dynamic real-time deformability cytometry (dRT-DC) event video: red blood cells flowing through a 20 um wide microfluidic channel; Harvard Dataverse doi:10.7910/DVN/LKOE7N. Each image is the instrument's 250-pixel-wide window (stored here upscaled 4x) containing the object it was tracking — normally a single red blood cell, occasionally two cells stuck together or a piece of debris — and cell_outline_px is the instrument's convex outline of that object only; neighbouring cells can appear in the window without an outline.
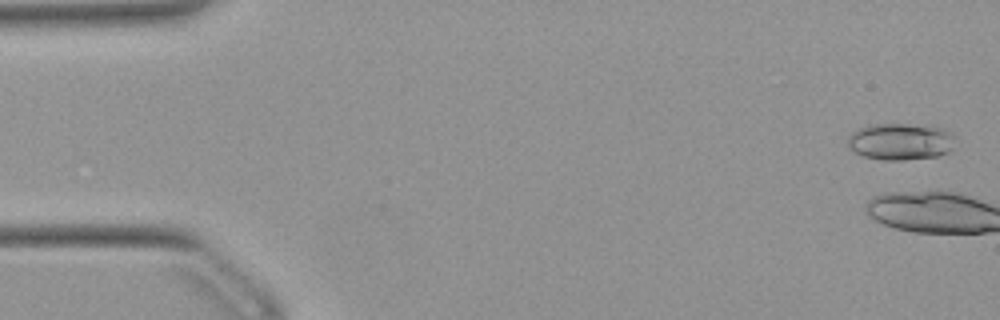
{"species": "Egyptian fruit bat (a non-hibernating species)", "species_latin": "Rousettus aegyptiacus", "temperature_condition": "warm", "stored_images_in_passage": 4, "camera_frame_rate_fps": 3000, "um_per_image_px": 0.085, "animal": {"sex": "female"}, "frame": {"image": 1, "passage_image": 2, "time_ms": 0.333, "image_size_px": [1000, 320], "cell_outline_px": [[952, 148], [948, 152], [940, 156], [904, 160], [880, 160], [864, 156], [856, 152], [848, 144], [848, 136], [856, 128], [868, 124], [908, 124], [940, 128], [952, 132]], "centroid_in_image_um": [76.51, 12.03], "position_along_channel_um": 8.5, "area_um2": 23.0}}